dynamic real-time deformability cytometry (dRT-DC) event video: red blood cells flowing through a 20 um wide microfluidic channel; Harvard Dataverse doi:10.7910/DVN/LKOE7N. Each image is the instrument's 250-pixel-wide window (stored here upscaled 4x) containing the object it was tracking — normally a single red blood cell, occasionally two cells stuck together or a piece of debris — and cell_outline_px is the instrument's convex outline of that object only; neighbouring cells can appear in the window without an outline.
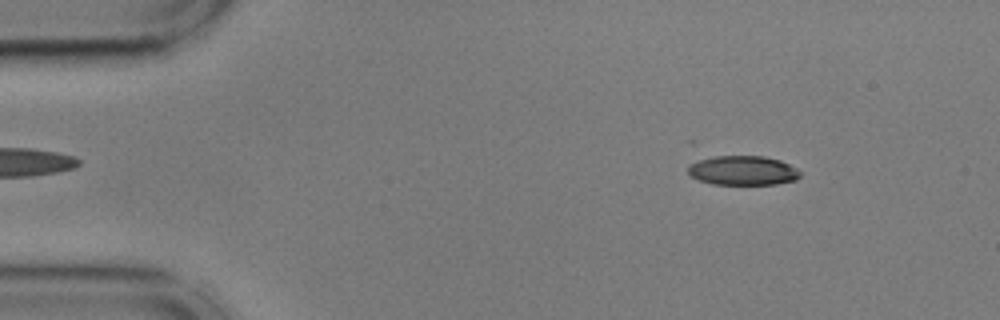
{"species": "common noctule bat (a hibernating species)", "species_latin": "Nyctalus noctula", "temperature_condition": "cold", "stored_images_in_passage": 19, "camera_frame_rate_fps": 3000, "um_per_image_px": 0.085, "animal": {"sex": "male", "body_mass_g": 17.9, "forearm_length_mm": 54.2}, "frame": {"image": 1, "passage_image": 6, "time_ms": 1.667, "image_size_px": [1000, 320], "cell_outline_px": [[800, 176], [796, 180], [776, 184], [712, 184], [700, 180], [692, 176], [688, 172], [688, 164], [700, 160], [716, 156], [764, 156], [780, 160], [796, 168], [800, 172]], "centroid_in_image_um": [63.16, 14.49], "position_along_channel_um": 21.8, "area_um2": 19.07}}
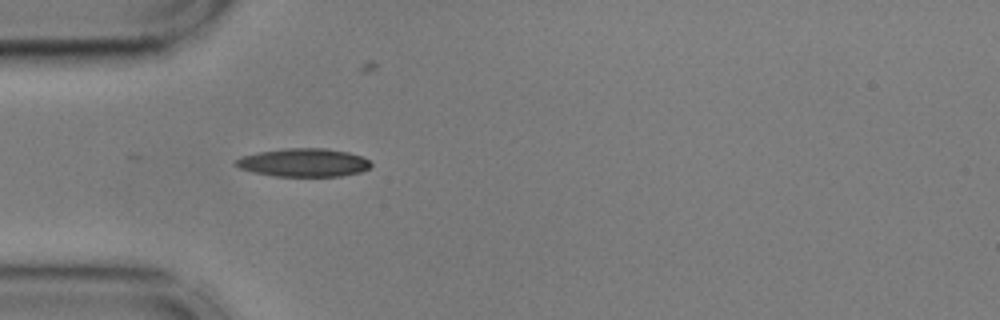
{"frame": {"image": 2, "passage_image": 15, "time_ms": 4.667, "image_size_px": [1000, 320], "cell_outline_px": [[372, 164], [368, 168], [360, 172], [340, 176], [272, 176], [252, 172], [240, 168], [232, 164], [240, 156], [260, 152], [284, 148], [324, 148], [348, 152], [360, 156], [368, 160]], "centroid_in_image_um": [25.76, 13.82], "position_along_channel_um": 59.2, "area_um2": 22.25}}